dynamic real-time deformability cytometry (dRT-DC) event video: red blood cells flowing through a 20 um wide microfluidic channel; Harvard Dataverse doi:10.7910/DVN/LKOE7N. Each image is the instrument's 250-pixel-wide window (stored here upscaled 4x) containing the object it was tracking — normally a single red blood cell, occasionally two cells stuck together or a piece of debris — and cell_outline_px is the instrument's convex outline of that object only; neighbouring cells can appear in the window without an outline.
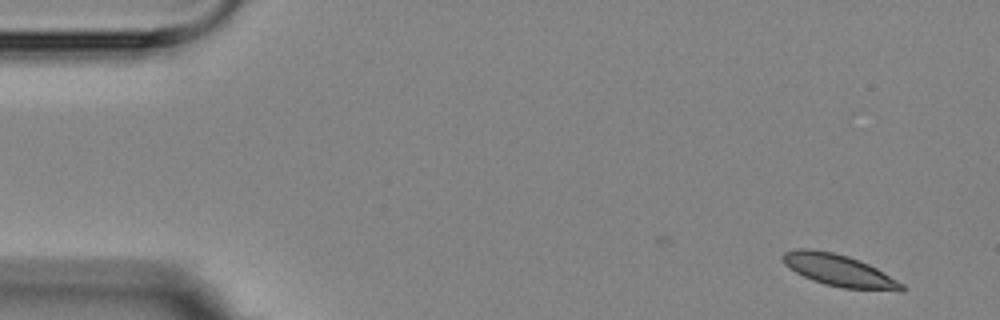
{"species": "Egyptian fruit bat (a non-hibernating species)", "species_latin": "Rousettus aegyptiacus", "temperature_condition": "room temperature", "stored_images_in_passage": 2, "segment_of_instrument_passage": [2, 2], "camera_frame_rate_fps": 3000, "um_per_image_px": 0.085, "animal": {"sex": "female"}, "frame": {"image": 1, "passage_image": 2, "time_ms": 2.333, "image_size_px": [1000, 320], "cell_outline_px": [[904, 292], [900, 292], [840, 288], [824, 284], [812, 280], [796, 272], [784, 264], [780, 256], [784, 252], [796, 248], [808, 248], [832, 252], [848, 256], [860, 260], [876, 268], [904, 284]], "centroid_in_image_um": [71.33, 23.0], "position_along_channel_um": 13.7, "area_um2": 22.37}}